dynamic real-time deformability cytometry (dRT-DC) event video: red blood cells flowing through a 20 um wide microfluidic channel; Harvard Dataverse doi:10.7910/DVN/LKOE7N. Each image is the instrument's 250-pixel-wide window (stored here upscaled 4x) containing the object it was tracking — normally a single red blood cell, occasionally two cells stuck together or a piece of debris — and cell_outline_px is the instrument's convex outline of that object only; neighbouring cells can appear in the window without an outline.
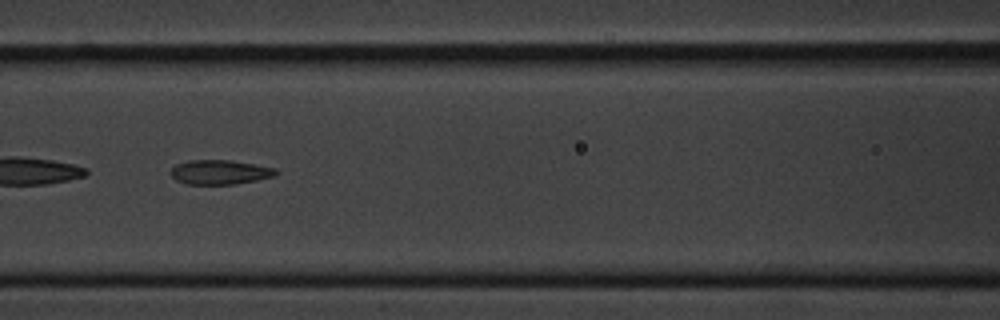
{"species": "common noctule bat (a hibernating species)", "species_latin": "Nyctalus noctula", "temperature_condition": "cold", "stored_images_in_passage": 13, "segment_of_instrument_passage": [2, 2], "camera_frame_rate_fps": 3000, "um_per_image_px": 0.085, "animal": {"sex": "male", "body_mass_g": 20.1, "forearm_length_mm": 53.5}, "frame": {"image": 1, "passage_image": 8, "time_ms": 8.0, "image_size_px": [1000, 320], "cell_outline_px": [[280, 172], [276, 176], [236, 184], [188, 184], [176, 180], [168, 172], [176, 164], [188, 160], [232, 160], [276, 168]], "centroid_in_image_um": [18.71, 14.63], "position_along_channel_um": 147.9, "area_um2": 15.14}}
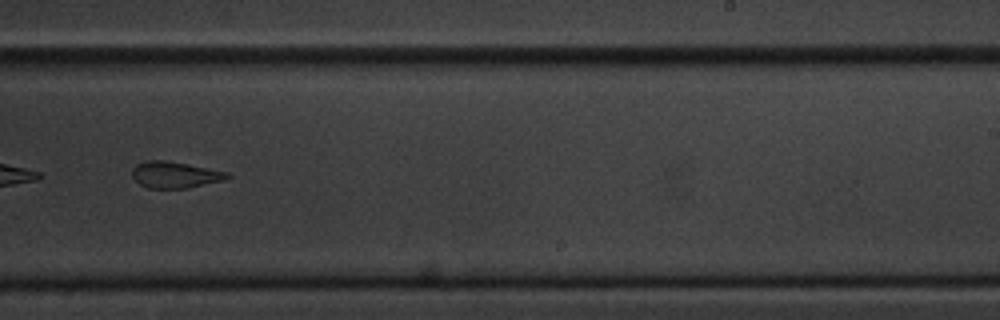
{"frame": {"image": 2, "passage_image": 11, "time_ms": 11.667, "image_size_px": [1000, 320], "cell_outline_px": [[232, 176], [224, 180], [188, 188], [148, 188], [140, 184], [132, 176], [132, 168], [136, 164], [144, 160], [164, 160], [188, 164], [228, 172]], "centroid_in_image_um": [14.86, 14.85], "position_along_channel_um": 274.1, "area_um2": 14.68}}
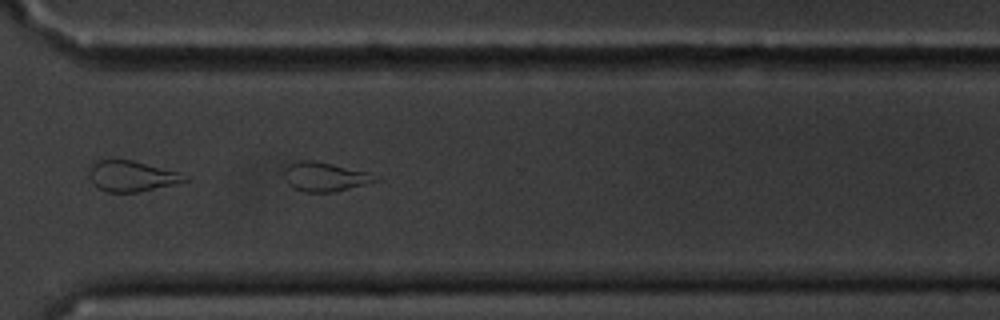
{"frame": {"image": 3, "passage_image": 13, "time_ms": 13.667, "image_size_px": [1000, 320], "cell_outline_px": [[380, 180], [332, 192], [304, 192], [288, 184], [284, 176], [284, 168], [288, 164], [300, 160], [312, 160], [332, 164], [368, 172]], "centroid_in_image_um": [27.56, 15.01], "position_along_channel_um": 343.0, "area_um2": 15.2}}